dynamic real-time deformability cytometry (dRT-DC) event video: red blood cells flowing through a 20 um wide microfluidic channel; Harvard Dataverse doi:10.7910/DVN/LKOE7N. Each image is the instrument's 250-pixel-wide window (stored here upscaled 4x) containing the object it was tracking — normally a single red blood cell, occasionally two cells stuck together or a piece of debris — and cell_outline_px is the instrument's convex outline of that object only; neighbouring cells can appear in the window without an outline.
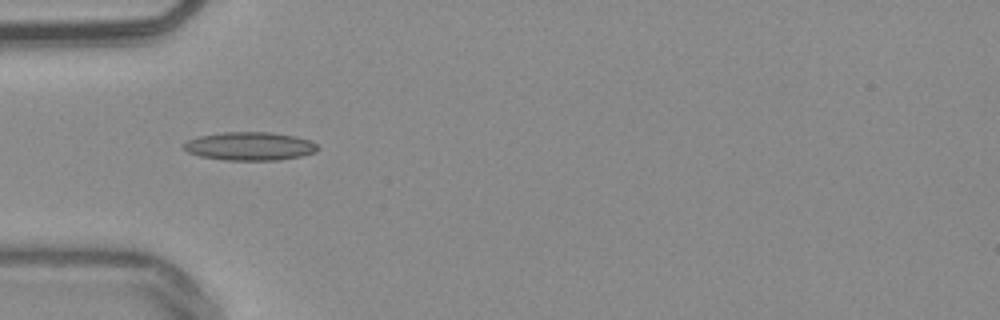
{"species": "common noctule bat (a hibernating species)", "species_latin": "Nyctalus noctula", "temperature_condition": "warm", "stored_images_in_passage": 37, "camera_frame_rate_fps": 3000, "um_per_image_px": 0.085, "animal": {"sex": "male", "body_mass_g": 20.4}, "frame": {"image": 1, "passage_image": 1, "time_ms": 0.0, "image_size_px": [1000, 320], "cell_outline_px": [[320, 148], [316, 152], [300, 156], [280, 160], [224, 160], [200, 156], [188, 152], [180, 148], [188, 140], [200, 136], [224, 132], [272, 132], [296, 136], [308, 140], [316, 144]], "centroid_in_image_um": [21.23, 12.43], "position_along_channel_um": 63.8, "area_um2": 22.2}}
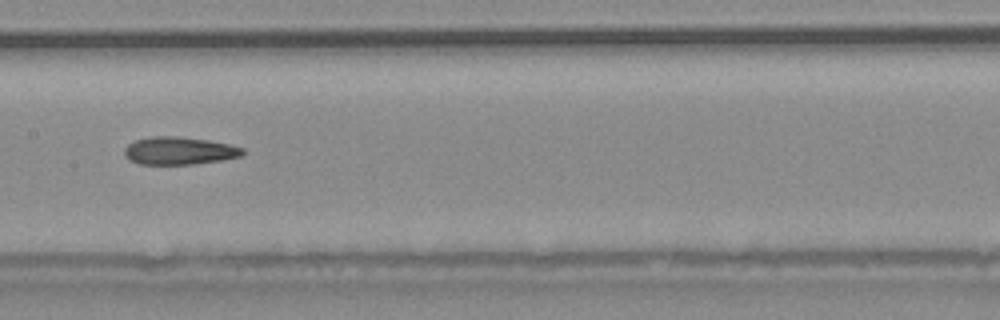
{"frame": {"image": 2, "passage_image": 11, "time_ms": 3.333, "image_size_px": [1000, 320], "cell_outline_px": [[244, 152], [240, 156], [224, 160], [192, 164], [140, 164], [128, 160], [124, 156], [124, 148], [128, 144], [136, 140], [152, 136], [176, 136], [208, 140], [228, 144], [244, 148]], "centroid_in_image_um": [15.21, 12.82], "position_along_channel_um": 192.2, "area_um2": 19.13}, "authors_computed_cell_mechanics": {"area_um2": 19.2474, "velocity_mm_per_s": 3.88, "shape_relaxation_time_tau1_ms": 9.4093, "shape_relaxation_time_tau2_ms": 8.9558, "deformation_change_tau1": 0.2086, "deformation_change_tau2": 0.2276}}